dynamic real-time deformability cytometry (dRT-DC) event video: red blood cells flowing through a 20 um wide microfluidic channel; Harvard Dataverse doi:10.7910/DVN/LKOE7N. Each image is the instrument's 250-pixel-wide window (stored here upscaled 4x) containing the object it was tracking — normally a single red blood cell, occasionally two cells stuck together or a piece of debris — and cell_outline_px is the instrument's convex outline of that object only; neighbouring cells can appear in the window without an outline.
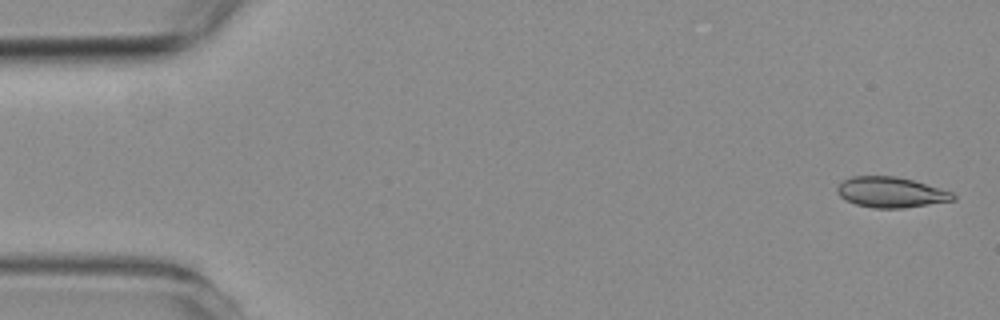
{"species": "common noctule bat (a hibernating species)", "species_latin": "Nyctalus noctula", "temperature_condition": "room temperature", "stored_images_in_passage": 5, "camera_frame_rate_fps": 3000, "um_per_image_px": 0.085, "animal": {"sex": "female", "body_mass_g": 19.3, "forearm_length_mm": 54.1}, "frame": {"image": 1, "passage_image": 1, "time_ms": 0.0, "image_size_px": [1000, 320], "cell_outline_px": [[956, 200], [904, 208], [872, 208], [856, 204], [840, 196], [836, 188], [844, 180], [852, 176], [896, 176], [912, 180], [952, 192], [956, 196]], "centroid_in_image_um": [75.74, 16.35], "position_along_channel_um": 9.3, "area_um2": 20.4}}